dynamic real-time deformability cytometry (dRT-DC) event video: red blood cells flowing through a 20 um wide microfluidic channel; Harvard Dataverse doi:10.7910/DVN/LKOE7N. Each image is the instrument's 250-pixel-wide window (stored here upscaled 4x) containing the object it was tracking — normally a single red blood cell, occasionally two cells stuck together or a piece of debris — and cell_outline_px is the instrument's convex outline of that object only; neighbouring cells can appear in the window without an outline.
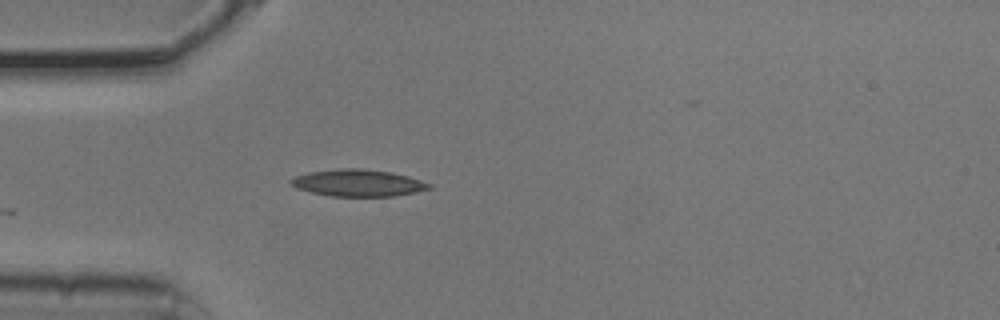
{"species": "common noctule bat (a hibernating species)", "species_latin": "Nyctalus noctula", "temperature_condition": "cold", "stored_images_in_passage": 4, "camera_frame_rate_fps": 3000, "um_per_image_px": 0.085, "animal": {"sex": "male", "body_mass_g": 20.5, "forearm_length_mm": 52.5}, "frame": {"image": 1, "passage_image": 3, "time_ms": 0.667, "image_size_px": [1000, 320], "cell_outline_px": [[432, 188], [416, 192], [392, 196], [332, 196], [312, 192], [296, 188], [288, 180], [296, 176], [308, 172], [340, 168], [360, 168], [392, 172], [408, 176], [432, 184]], "centroid_in_image_um": [30.44, 15.54], "position_along_channel_um": 54.6, "area_um2": 21.62}}